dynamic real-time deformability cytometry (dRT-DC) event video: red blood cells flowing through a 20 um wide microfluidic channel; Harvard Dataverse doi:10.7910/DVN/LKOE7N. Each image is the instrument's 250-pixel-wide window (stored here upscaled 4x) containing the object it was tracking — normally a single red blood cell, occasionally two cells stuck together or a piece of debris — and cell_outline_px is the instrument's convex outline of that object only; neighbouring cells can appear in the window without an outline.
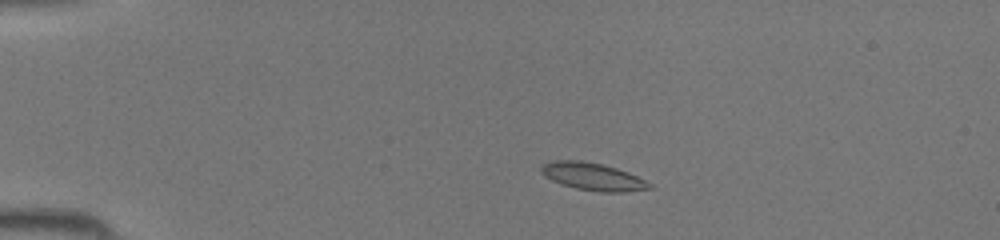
{"species": "common noctule bat (a hibernating species)", "species_latin": "Nyctalus noctula", "temperature_condition": "room temperature", "stored_images_in_passage": 41, "camera_frame_rate_fps": 3000, "um_per_image_px": 0.085, "animal": {"sex": "female", "body_mass_g": 19.5, "forearm_length_mm": 54.1}, "frame": {"image": 1, "passage_image": 6, "time_ms": 1.667, "image_size_px": [1000, 240], "cell_outline_px": [[656, 188], [624, 192], [600, 192], [576, 188], [560, 184], [544, 176], [540, 172], [540, 168], [544, 164], [552, 160], [580, 160], [600, 164], [616, 168], [628, 172], [652, 184]], "centroid_in_image_um": [50.39, 15.02], "position_along_channel_um": 34.6, "area_um2": 17.4}}
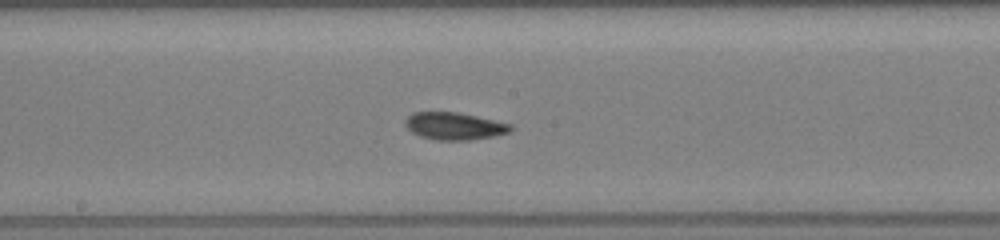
{"frame": {"image": 2, "passage_image": 21, "time_ms": 6.667, "image_size_px": [1000, 240], "cell_outline_px": [[512, 128], [508, 132], [492, 136], [468, 140], [436, 140], [420, 136], [412, 132], [404, 124], [404, 120], [412, 112], [456, 112], [476, 116], [512, 124]], "centroid_in_image_um": [38.58, 10.71], "position_along_channel_um": 209.6, "area_um2": 16.65}}
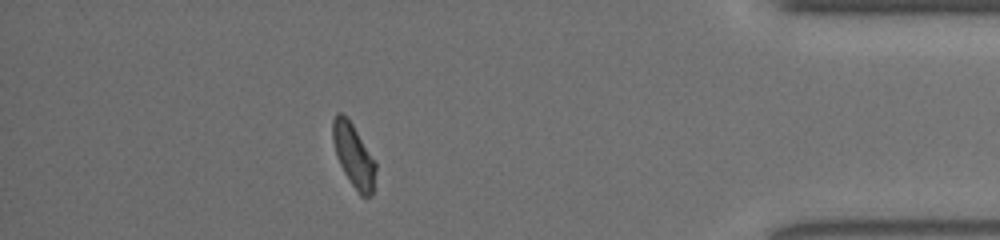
{"frame": {"image": 3, "passage_image": 36, "time_ms": 11.667, "image_size_px": [1000, 240], "cell_outline_px": [[376, 168], [372, 196], [360, 196], [344, 172], [336, 156], [332, 140], [332, 120], [336, 112], [340, 112], [348, 116], [376, 164]], "centroid_in_image_um": [30.03, 13.18], "position_along_channel_um": 405.2, "area_um2": 15.78}}